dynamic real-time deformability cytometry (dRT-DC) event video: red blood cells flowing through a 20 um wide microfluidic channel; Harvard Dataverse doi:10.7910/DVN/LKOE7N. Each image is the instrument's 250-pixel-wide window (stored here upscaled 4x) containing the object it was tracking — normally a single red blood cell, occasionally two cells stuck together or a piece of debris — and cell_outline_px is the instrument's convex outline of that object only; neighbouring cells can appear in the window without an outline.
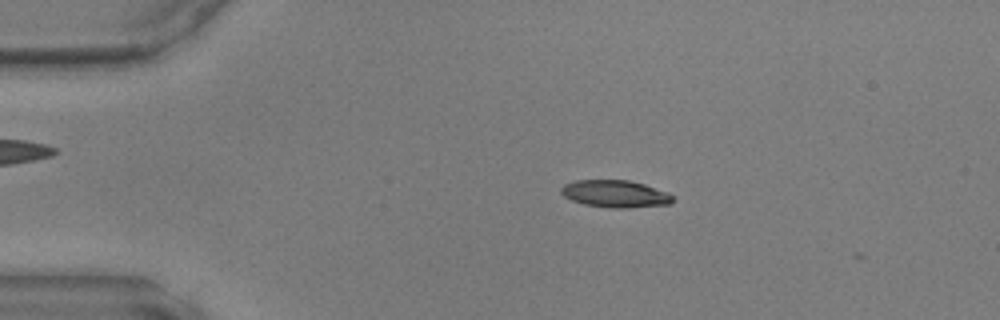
{"species": "common noctule bat (a hibernating species)", "species_latin": "Nyctalus noctula", "temperature_condition": "warm", "stored_images_in_passage": 10, "camera_frame_rate_fps": 3000, "um_per_image_px": 0.085, "animal": {"sex": "male", "body_mass_g": 17.9, "forearm_length_mm": 54.2}, "frame": {"image": 1, "passage_image": 9, "time_ms": 2.667, "image_size_px": [1000, 320], "cell_outline_px": [[672, 200], [668, 204], [628, 208], [608, 208], [584, 204], [572, 200], [564, 196], [560, 192], [560, 188], [564, 184], [576, 180], [628, 180], [644, 184], [668, 192], [672, 196]], "centroid_in_image_um": [52.26, 16.47], "position_along_channel_um": 32.7, "area_um2": 17.69}}